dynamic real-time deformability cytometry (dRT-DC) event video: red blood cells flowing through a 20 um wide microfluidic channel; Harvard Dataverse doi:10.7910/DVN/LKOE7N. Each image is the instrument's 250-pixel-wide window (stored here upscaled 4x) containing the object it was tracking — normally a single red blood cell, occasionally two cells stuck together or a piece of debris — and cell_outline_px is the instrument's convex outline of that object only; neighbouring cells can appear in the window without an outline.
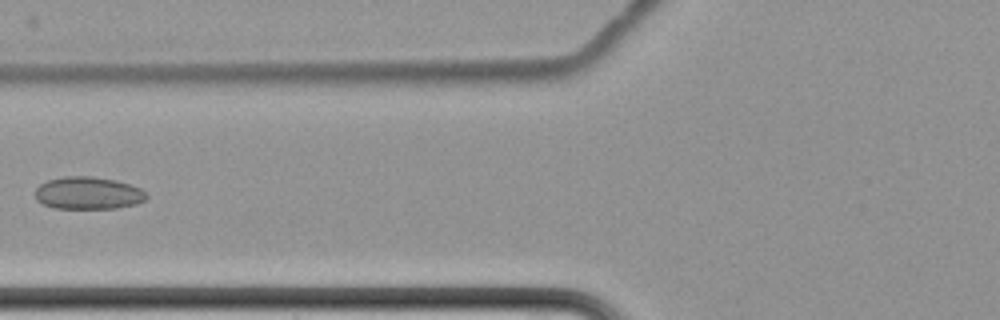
{"species": "common noctule bat (a hibernating species)", "species_latin": "Nyctalus noctula", "temperature_condition": "cold", "stored_images_in_passage": 9, "camera_frame_rate_fps": 3000, "um_per_image_px": 0.085, "animal": {"sex": "female", "body_mass_g": 22.7, "forearm_length_mm": 54.2}, "frame": {"image": 1, "passage_image": 9, "time_ms": 9.667, "image_size_px": [1000, 320], "cell_outline_px": [[148, 196], [144, 200], [136, 204], [116, 208], [56, 208], [44, 204], [36, 200], [36, 188], [40, 184], [48, 180], [64, 176], [92, 176], [116, 180], [140, 188], [148, 192]], "centroid_in_image_um": [7.51, 16.4], "position_along_channel_um": 118.3, "area_um2": 21.04}}